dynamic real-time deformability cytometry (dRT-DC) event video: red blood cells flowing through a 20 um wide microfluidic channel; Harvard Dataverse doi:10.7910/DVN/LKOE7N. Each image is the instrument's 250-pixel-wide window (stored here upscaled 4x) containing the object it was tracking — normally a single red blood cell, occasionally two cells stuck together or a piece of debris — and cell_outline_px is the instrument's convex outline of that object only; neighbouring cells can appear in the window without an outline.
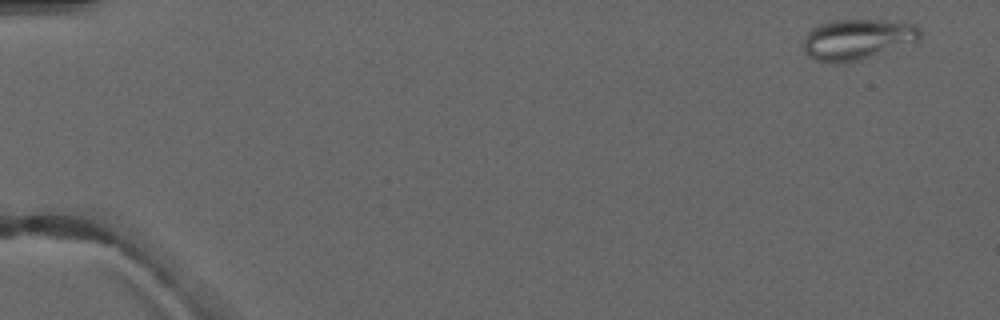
{"species": "common noctule bat (a hibernating species)", "species_latin": "Nyctalus noctula", "temperature_condition": "warm", "stored_images_in_passage": 5, "camera_frame_rate_fps": 3000, "um_per_image_px": 0.085, "animal": {"sex": "male", "forearm_length_mm": 52.5}, "frame": {"image": 1, "passage_image": 1, "time_ms": 0.0, "image_size_px": [1000, 320], "cell_outline_px": [[920, 40], [860, 60], [836, 64], [816, 60], [808, 56], [804, 52], [804, 36], [812, 28], [820, 24], [836, 20], [880, 20], [912, 24], [920, 28]], "centroid_in_image_um": [72.84, 3.35], "position_along_channel_um": 12.2, "area_um2": 27.46}}